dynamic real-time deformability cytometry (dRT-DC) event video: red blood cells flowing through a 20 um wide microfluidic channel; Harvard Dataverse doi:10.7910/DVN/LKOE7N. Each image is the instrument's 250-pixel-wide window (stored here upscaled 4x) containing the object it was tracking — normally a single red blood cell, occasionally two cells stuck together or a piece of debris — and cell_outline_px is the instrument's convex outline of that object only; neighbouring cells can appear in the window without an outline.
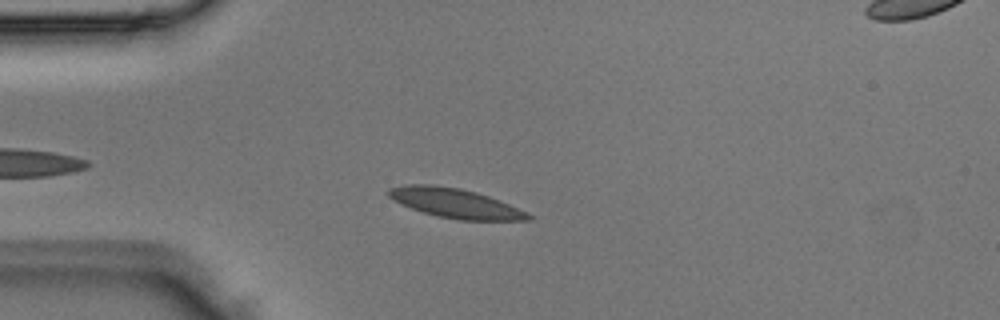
{"species": "Egyptian fruit bat (a non-hibernating species)", "species_latin": "Rousettus aegyptiacus", "temperature_condition": "room temperature", "stored_images_in_passage": 3, "camera_frame_rate_fps": 3000, "um_per_image_px": 0.085, "animal": {"sex": "male"}, "frame": {"image": 1, "passage_image": 3, "time_ms": 0.667, "image_size_px": [1000, 320], "cell_outline_px": [[536, 216], [532, 220], [456, 220], [436, 216], [400, 204], [388, 196], [384, 192], [388, 188], [408, 184], [432, 184], [460, 188], [476, 192], [488, 196], [528, 212]], "centroid_in_image_um": [38.69, 17.27], "position_along_channel_um": 46.3, "area_um2": 24.16}}